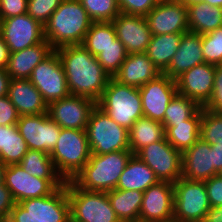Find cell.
I'll return each mask as SVG.
<instances>
[{
	"label": "cell",
	"instance_id": "cell-36",
	"mask_svg": "<svg viewBox=\"0 0 222 222\" xmlns=\"http://www.w3.org/2000/svg\"><path fill=\"white\" fill-rule=\"evenodd\" d=\"M93 22H112L119 14L117 0H79Z\"/></svg>",
	"mask_w": 222,
	"mask_h": 222
},
{
	"label": "cell",
	"instance_id": "cell-37",
	"mask_svg": "<svg viewBox=\"0 0 222 222\" xmlns=\"http://www.w3.org/2000/svg\"><path fill=\"white\" fill-rule=\"evenodd\" d=\"M200 138L210 145L222 142V113L202 107Z\"/></svg>",
	"mask_w": 222,
	"mask_h": 222
},
{
	"label": "cell",
	"instance_id": "cell-25",
	"mask_svg": "<svg viewBox=\"0 0 222 222\" xmlns=\"http://www.w3.org/2000/svg\"><path fill=\"white\" fill-rule=\"evenodd\" d=\"M54 49L44 40L21 51L10 53L7 73L11 79H29L33 69Z\"/></svg>",
	"mask_w": 222,
	"mask_h": 222
},
{
	"label": "cell",
	"instance_id": "cell-17",
	"mask_svg": "<svg viewBox=\"0 0 222 222\" xmlns=\"http://www.w3.org/2000/svg\"><path fill=\"white\" fill-rule=\"evenodd\" d=\"M174 186L159 181L143 192L139 222H174Z\"/></svg>",
	"mask_w": 222,
	"mask_h": 222
},
{
	"label": "cell",
	"instance_id": "cell-9",
	"mask_svg": "<svg viewBox=\"0 0 222 222\" xmlns=\"http://www.w3.org/2000/svg\"><path fill=\"white\" fill-rule=\"evenodd\" d=\"M174 186V222H203L211 208L204 181L181 177Z\"/></svg>",
	"mask_w": 222,
	"mask_h": 222
},
{
	"label": "cell",
	"instance_id": "cell-40",
	"mask_svg": "<svg viewBox=\"0 0 222 222\" xmlns=\"http://www.w3.org/2000/svg\"><path fill=\"white\" fill-rule=\"evenodd\" d=\"M63 0H28L27 13L44 25Z\"/></svg>",
	"mask_w": 222,
	"mask_h": 222
},
{
	"label": "cell",
	"instance_id": "cell-15",
	"mask_svg": "<svg viewBox=\"0 0 222 222\" xmlns=\"http://www.w3.org/2000/svg\"><path fill=\"white\" fill-rule=\"evenodd\" d=\"M145 18L152 35L189 32L187 6L177 0H160Z\"/></svg>",
	"mask_w": 222,
	"mask_h": 222
},
{
	"label": "cell",
	"instance_id": "cell-51",
	"mask_svg": "<svg viewBox=\"0 0 222 222\" xmlns=\"http://www.w3.org/2000/svg\"><path fill=\"white\" fill-rule=\"evenodd\" d=\"M6 165L0 161V184L4 183Z\"/></svg>",
	"mask_w": 222,
	"mask_h": 222
},
{
	"label": "cell",
	"instance_id": "cell-19",
	"mask_svg": "<svg viewBox=\"0 0 222 222\" xmlns=\"http://www.w3.org/2000/svg\"><path fill=\"white\" fill-rule=\"evenodd\" d=\"M215 65L202 63L184 72L175 81L178 93L204 107L213 94Z\"/></svg>",
	"mask_w": 222,
	"mask_h": 222
},
{
	"label": "cell",
	"instance_id": "cell-11",
	"mask_svg": "<svg viewBox=\"0 0 222 222\" xmlns=\"http://www.w3.org/2000/svg\"><path fill=\"white\" fill-rule=\"evenodd\" d=\"M136 155L153 170L159 181L175 183L182 177V152L166 138L147 145Z\"/></svg>",
	"mask_w": 222,
	"mask_h": 222
},
{
	"label": "cell",
	"instance_id": "cell-55",
	"mask_svg": "<svg viewBox=\"0 0 222 222\" xmlns=\"http://www.w3.org/2000/svg\"><path fill=\"white\" fill-rule=\"evenodd\" d=\"M67 222H75V221L70 218Z\"/></svg>",
	"mask_w": 222,
	"mask_h": 222
},
{
	"label": "cell",
	"instance_id": "cell-41",
	"mask_svg": "<svg viewBox=\"0 0 222 222\" xmlns=\"http://www.w3.org/2000/svg\"><path fill=\"white\" fill-rule=\"evenodd\" d=\"M120 13L145 17L160 0H117Z\"/></svg>",
	"mask_w": 222,
	"mask_h": 222
},
{
	"label": "cell",
	"instance_id": "cell-13",
	"mask_svg": "<svg viewBox=\"0 0 222 222\" xmlns=\"http://www.w3.org/2000/svg\"><path fill=\"white\" fill-rule=\"evenodd\" d=\"M97 102L91 98L69 94L48 104L49 117L61 128L86 130Z\"/></svg>",
	"mask_w": 222,
	"mask_h": 222
},
{
	"label": "cell",
	"instance_id": "cell-1",
	"mask_svg": "<svg viewBox=\"0 0 222 222\" xmlns=\"http://www.w3.org/2000/svg\"><path fill=\"white\" fill-rule=\"evenodd\" d=\"M55 50L64 68L69 93L85 96L97 102L111 77L96 56L82 44L65 45Z\"/></svg>",
	"mask_w": 222,
	"mask_h": 222
},
{
	"label": "cell",
	"instance_id": "cell-28",
	"mask_svg": "<svg viewBox=\"0 0 222 222\" xmlns=\"http://www.w3.org/2000/svg\"><path fill=\"white\" fill-rule=\"evenodd\" d=\"M189 32L199 35L207 34L222 27V7L207 3H196L187 6Z\"/></svg>",
	"mask_w": 222,
	"mask_h": 222
},
{
	"label": "cell",
	"instance_id": "cell-8",
	"mask_svg": "<svg viewBox=\"0 0 222 222\" xmlns=\"http://www.w3.org/2000/svg\"><path fill=\"white\" fill-rule=\"evenodd\" d=\"M91 154H107L129 149L128 130L117 124L97 105L86 127Z\"/></svg>",
	"mask_w": 222,
	"mask_h": 222
},
{
	"label": "cell",
	"instance_id": "cell-45",
	"mask_svg": "<svg viewBox=\"0 0 222 222\" xmlns=\"http://www.w3.org/2000/svg\"><path fill=\"white\" fill-rule=\"evenodd\" d=\"M19 116L10 99L7 96L0 97V125H16Z\"/></svg>",
	"mask_w": 222,
	"mask_h": 222
},
{
	"label": "cell",
	"instance_id": "cell-46",
	"mask_svg": "<svg viewBox=\"0 0 222 222\" xmlns=\"http://www.w3.org/2000/svg\"><path fill=\"white\" fill-rule=\"evenodd\" d=\"M14 204L10 190L4 183L0 184V221L8 219Z\"/></svg>",
	"mask_w": 222,
	"mask_h": 222
},
{
	"label": "cell",
	"instance_id": "cell-2",
	"mask_svg": "<svg viewBox=\"0 0 222 222\" xmlns=\"http://www.w3.org/2000/svg\"><path fill=\"white\" fill-rule=\"evenodd\" d=\"M92 22L79 0H63L43 25L44 38L54 50L82 44Z\"/></svg>",
	"mask_w": 222,
	"mask_h": 222
},
{
	"label": "cell",
	"instance_id": "cell-22",
	"mask_svg": "<svg viewBox=\"0 0 222 222\" xmlns=\"http://www.w3.org/2000/svg\"><path fill=\"white\" fill-rule=\"evenodd\" d=\"M202 63H205V60L201 35L187 32L182 34L178 50L163 74L167 75L170 79L176 80L187 70Z\"/></svg>",
	"mask_w": 222,
	"mask_h": 222
},
{
	"label": "cell",
	"instance_id": "cell-50",
	"mask_svg": "<svg viewBox=\"0 0 222 222\" xmlns=\"http://www.w3.org/2000/svg\"><path fill=\"white\" fill-rule=\"evenodd\" d=\"M203 222H222V206L211 207Z\"/></svg>",
	"mask_w": 222,
	"mask_h": 222
},
{
	"label": "cell",
	"instance_id": "cell-38",
	"mask_svg": "<svg viewBox=\"0 0 222 222\" xmlns=\"http://www.w3.org/2000/svg\"><path fill=\"white\" fill-rule=\"evenodd\" d=\"M205 63L222 65V27L201 35Z\"/></svg>",
	"mask_w": 222,
	"mask_h": 222
},
{
	"label": "cell",
	"instance_id": "cell-53",
	"mask_svg": "<svg viewBox=\"0 0 222 222\" xmlns=\"http://www.w3.org/2000/svg\"><path fill=\"white\" fill-rule=\"evenodd\" d=\"M205 3L215 7H222V0H205Z\"/></svg>",
	"mask_w": 222,
	"mask_h": 222
},
{
	"label": "cell",
	"instance_id": "cell-14",
	"mask_svg": "<svg viewBox=\"0 0 222 222\" xmlns=\"http://www.w3.org/2000/svg\"><path fill=\"white\" fill-rule=\"evenodd\" d=\"M16 126L29 149L48 154L54 149L61 132V127L48 113L19 116Z\"/></svg>",
	"mask_w": 222,
	"mask_h": 222
},
{
	"label": "cell",
	"instance_id": "cell-3",
	"mask_svg": "<svg viewBox=\"0 0 222 222\" xmlns=\"http://www.w3.org/2000/svg\"><path fill=\"white\" fill-rule=\"evenodd\" d=\"M132 155L130 150L91 154L88 162L72 181L83 190L111 191L116 188L120 175Z\"/></svg>",
	"mask_w": 222,
	"mask_h": 222
},
{
	"label": "cell",
	"instance_id": "cell-54",
	"mask_svg": "<svg viewBox=\"0 0 222 222\" xmlns=\"http://www.w3.org/2000/svg\"><path fill=\"white\" fill-rule=\"evenodd\" d=\"M218 175L222 177V169L220 170V172L218 173Z\"/></svg>",
	"mask_w": 222,
	"mask_h": 222
},
{
	"label": "cell",
	"instance_id": "cell-6",
	"mask_svg": "<svg viewBox=\"0 0 222 222\" xmlns=\"http://www.w3.org/2000/svg\"><path fill=\"white\" fill-rule=\"evenodd\" d=\"M97 106L127 130L144 116L139 88L121 84L113 77L109 79Z\"/></svg>",
	"mask_w": 222,
	"mask_h": 222
},
{
	"label": "cell",
	"instance_id": "cell-35",
	"mask_svg": "<svg viewBox=\"0 0 222 222\" xmlns=\"http://www.w3.org/2000/svg\"><path fill=\"white\" fill-rule=\"evenodd\" d=\"M200 108L194 100L177 93L165 110L162 124H180L190 119Z\"/></svg>",
	"mask_w": 222,
	"mask_h": 222
},
{
	"label": "cell",
	"instance_id": "cell-16",
	"mask_svg": "<svg viewBox=\"0 0 222 222\" xmlns=\"http://www.w3.org/2000/svg\"><path fill=\"white\" fill-rule=\"evenodd\" d=\"M144 116L163 123L165 110L178 93L176 81L161 73L139 87Z\"/></svg>",
	"mask_w": 222,
	"mask_h": 222
},
{
	"label": "cell",
	"instance_id": "cell-26",
	"mask_svg": "<svg viewBox=\"0 0 222 222\" xmlns=\"http://www.w3.org/2000/svg\"><path fill=\"white\" fill-rule=\"evenodd\" d=\"M158 182L159 179L153 170L137 155H132L121 173L115 189L144 192L147 188Z\"/></svg>",
	"mask_w": 222,
	"mask_h": 222
},
{
	"label": "cell",
	"instance_id": "cell-34",
	"mask_svg": "<svg viewBox=\"0 0 222 222\" xmlns=\"http://www.w3.org/2000/svg\"><path fill=\"white\" fill-rule=\"evenodd\" d=\"M82 45L93 55L97 56L110 45H123L116 36L112 22H92L84 37Z\"/></svg>",
	"mask_w": 222,
	"mask_h": 222
},
{
	"label": "cell",
	"instance_id": "cell-27",
	"mask_svg": "<svg viewBox=\"0 0 222 222\" xmlns=\"http://www.w3.org/2000/svg\"><path fill=\"white\" fill-rule=\"evenodd\" d=\"M202 107L188 120L180 124H163L165 138L180 152L190 148L200 138Z\"/></svg>",
	"mask_w": 222,
	"mask_h": 222
},
{
	"label": "cell",
	"instance_id": "cell-20",
	"mask_svg": "<svg viewBox=\"0 0 222 222\" xmlns=\"http://www.w3.org/2000/svg\"><path fill=\"white\" fill-rule=\"evenodd\" d=\"M112 24L127 54L146 52L152 34L145 17L120 13Z\"/></svg>",
	"mask_w": 222,
	"mask_h": 222
},
{
	"label": "cell",
	"instance_id": "cell-33",
	"mask_svg": "<svg viewBox=\"0 0 222 222\" xmlns=\"http://www.w3.org/2000/svg\"><path fill=\"white\" fill-rule=\"evenodd\" d=\"M28 150L16 125H0V161L4 165L19 164Z\"/></svg>",
	"mask_w": 222,
	"mask_h": 222
},
{
	"label": "cell",
	"instance_id": "cell-12",
	"mask_svg": "<svg viewBox=\"0 0 222 222\" xmlns=\"http://www.w3.org/2000/svg\"><path fill=\"white\" fill-rule=\"evenodd\" d=\"M0 34L10 53L21 51L45 40L44 26L28 13L1 20Z\"/></svg>",
	"mask_w": 222,
	"mask_h": 222
},
{
	"label": "cell",
	"instance_id": "cell-29",
	"mask_svg": "<svg viewBox=\"0 0 222 222\" xmlns=\"http://www.w3.org/2000/svg\"><path fill=\"white\" fill-rule=\"evenodd\" d=\"M128 135L129 149L133 155H136L147 145L163 140L165 138V128L162 123L142 116L128 130Z\"/></svg>",
	"mask_w": 222,
	"mask_h": 222
},
{
	"label": "cell",
	"instance_id": "cell-48",
	"mask_svg": "<svg viewBox=\"0 0 222 222\" xmlns=\"http://www.w3.org/2000/svg\"><path fill=\"white\" fill-rule=\"evenodd\" d=\"M10 58V51L0 34V68L6 69Z\"/></svg>",
	"mask_w": 222,
	"mask_h": 222
},
{
	"label": "cell",
	"instance_id": "cell-39",
	"mask_svg": "<svg viewBox=\"0 0 222 222\" xmlns=\"http://www.w3.org/2000/svg\"><path fill=\"white\" fill-rule=\"evenodd\" d=\"M126 56L124 45H110L103 49V52H100L96 58L108 75L114 77Z\"/></svg>",
	"mask_w": 222,
	"mask_h": 222
},
{
	"label": "cell",
	"instance_id": "cell-5",
	"mask_svg": "<svg viewBox=\"0 0 222 222\" xmlns=\"http://www.w3.org/2000/svg\"><path fill=\"white\" fill-rule=\"evenodd\" d=\"M49 155L63 180H73L91 156L86 130L61 128L57 143Z\"/></svg>",
	"mask_w": 222,
	"mask_h": 222
},
{
	"label": "cell",
	"instance_id": "cell-23",
	"mask_svg": "<svg viewBox=\"0 0 222 222\" xmlns=\"http://www.w3.org/2000/svg\"><path fill=\"white\" fill-rule=\"evenodd\" d=\"M161 74L147 54H127L114 79L119 83L134 87H142L145 83L155 79Z\"/></svg>",
	"mask_w": 222,
	"mask_h": 222
},
{
	"label": "cell",
	"instance_id": "cell-4",
	"mask_svg": "<svg viewBox=\"0 0 222 222\" xmlns=\"http://www.w3.org/2000/svg\"><path fill=\"white\" fill-rule=\"evenodd\" d=\"M70 219V204L67 181L51 195L25 199L15 203L8 222H67Z\"/></svg>",
	"mask_w": 222,
	"mask_h": 222
},
{
	"label": "cell",
	"instance_id": "cell-43",
	"mask_svg": "<svg viewBox=\"0 0 222 222\" xmlns=\"http://www.w3.org/2000/svg\"><path fill=\"white\" fill-rule=\"evenodd\" d=\"M28 0H0V21L27 13Z\"/></svg>",
	"mask_w": 222,
	"mask_h": 222
},
{
	"label": "cell",
	"instance_id": "cell-18",
	"mask_svg": "<svg viewBox=\"0 0 222 222\" xmlns=\"http://www.w3.org/2000/svg\"><path fill=\"white\" fill-rule=\"evenodd\" d=\"M4 184L15 203L51 195L57 188L48 180L26 172L20 164L6 166Z\"/></svg>",
	"mask_w": 222,
	"mask_h": 222
},
{
	"label": "cell",
	"instance_id": "cell-24",
	"mask_svg": "<svg viewBox=\"0 0 222 222\" xmlns=\"http://www.w3.org/2000/svg\"><path fill=\"white\" fill-rule=\"evenodd\" d=\"M7 97L20 116L47 113L48 104L29 79H11Z\"/></svg>",
	"mask_w": 222,
	"mask_h": 222
},
{
	"label": "cell",
	"instance_id": "cell-21",
	"mask_svg": "<svg viewBox=\"0 0 222 222\" xmlns=\"http://www.w3.org/2000/svg\"><path fill=\"white\" fill-rule=\"evenodd\" d=\"M218 175L213 164V149L199 138L182 153V177L194 181H206Z\"/></svg>",
	"mask_w": 222,
	"mask_h": 222
},
{
	"label": "cell",
	"instance_id": "cell-10",
	"mask_svg": "<svg viewBox=\"0 0 222 222\" xmlns=\"http://www.w3.org/2000/svg\"><path fill=\"white\" fill-rule=\"evenodd\" d=\"M29 80L40 91L47 104L70 94L64 68L56 50L33 69Z\"/></svg>",
	"mask_w": 222,
	"mask_h": 222
},
{
	"label": "cell",
	"instance_id": "cell-32",
	"mask_svg": "<svg viewBox=\"0 0 222 222\" xmlns=\"http://www.w3.org/2000/svg\"><path fill=\"white\" fill-rule=\"evenodd\" d=\"M182 34L152 35L146 54L158 70L163 73L178 50Z\"/></svg>",
	"mask_w": 222,
	"mask_h": 222
},
{
	"label": "cell",
	"instance_id": "cell-31",
	"mask_svg": "<svg viewBox=\"0 0 222 222\" xmlns=\"http://www.w3.org/2000/svg\"><path fill=\"white\" fill-rule=\"evenodd\" d=\"M19 164L32 176L48 179L56 188L65 184L63 178L57 173L48 153L29 149Z\"/></svg>",
	"mask_w": 222,
	"mask_h": 222
},
{
	"label": "cell",
	"instance_id": "cell-30",
	"mask_svg": "<svg viewBox=\"0 0 222 222\" xmlns=\"http://www.w3.org/2000/svg\"><path fill=\"white\" fill-rule=\"evenodd\" d=\"M107 195L120 222H139L143 192L113 189Z\"/></svg>",
	"mask_w": 222,
	"mask_h": 222
},
{
	"label": "cell",
	"instance_id": "cell-44",
	"mask_svg": "<svg viewBox=\"0 0 222 222\" xmlns=\"http://www.w3.org/2000/svg\"><path fill=\"white\" fill-rule=\"evenodd\" d=\"M204 183L210 206H222V177L215 175L204 181Z\"/></svg>",
	"mask_w": 222,
	"mask_h": 222
},
{
	"label": "cell",
	"instance_id": "cell-47",
	"mask_svg": "<svg viewBox=\"0 0 222 222\" xmlns=\"http://www.w3.org/2000/svg\"><path fill=\"white\" fill-rule=\"evenodd\" d=\"M211 148L213 149L214 169L219 173L222 169V142H215Z\"/></svg>",
	"mask_w": 222,
	"mask_h": 222
},
{
	"label": "cell",
	"instance_id": "cell-52",
	"mask_svg": "<svg viewBox=\"0 0 222 222\" xmlns=\"http://www.w3.org/2000/svg\"><path fill=\"white\" fill-rule=\"evenodd\" d=\"M182 2L185 6L196 4V3H205V0H177Z\"/></svg>",
	"mask_w": 222,
	"mask_h": 222
},
{
	"label": "cell",
	"instance_id": "cell-7",
	"mask_svg": "<svg viewBox=\"0 0 222 222\" xmlns=\"http://www.w3.org/2000/svg\"><path fill=\"white\" fill-rule=\"evenodd\" d=\"M70 218L75 222H120L107 192L87 191L67 181Z\"/></svg>",
	"mask_w": 222,
	"mask_h": 222
},
{
	"label": "cell",
	"instance_id": "cell-49",
	"mask_svg": "<svg viewBox=\"0 0 222 222\" xmlns=\"http://www.w3.org/2000/svg\"><path fill=\"white\" fill-rule=\"evenodd\" d=\"M10 80L7 70L0 68V97L7 96Z\"/></svg>",
	"mask_w": 222,
	"mask_h": 222
},
{
	"label": "cell",
	"instance_id": "cell-42",
	"mask_svg": "<svg viewBox=\"0 0 222 222\" xmlns=\"http://www.w3.org/2000/svg\"><path fill=\"white\" fill-rule=\"evenodd\" d=\"M203 108L222 113V65H215L213 94Z\"/></svg>",
	"mask_w": 222,
	"mask_h": 222
}]
</instances>
